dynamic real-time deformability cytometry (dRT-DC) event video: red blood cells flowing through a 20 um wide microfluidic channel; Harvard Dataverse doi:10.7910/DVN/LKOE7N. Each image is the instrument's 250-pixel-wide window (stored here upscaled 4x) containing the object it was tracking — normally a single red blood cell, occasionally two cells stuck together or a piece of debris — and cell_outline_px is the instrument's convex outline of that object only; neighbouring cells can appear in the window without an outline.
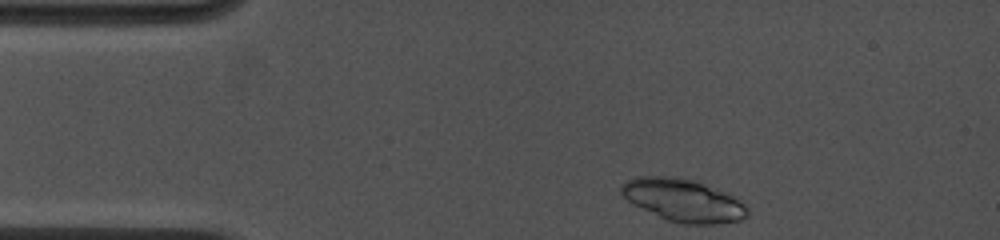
{"species": "common noctule bat (a hibernating species)", "species_latin": "Nyctalus noctula", "temperature_condition": "cold", "stored_images_in_passage": 8, "camera_frame_rate_fps": 4500, "um_per_image_px": 0.085, "animal": {"sex": "female", "body_mass_g": 19.0, "forearm_length_mm": 53.3}, "frame": {"image": 1, "passage_image": 1, "time_ms": 0.0, "image_size_px": [1000, 240], "cell_outline_px": [[748, 216], [740, 220], [720, 224], [684, 224], [668, 220], [628, 200], [620, 192], [620, 184], [636, 176], [672, 176], [696, 180], [732, 192], [740, 196], [748, 208]], "centroid_in_image_um": [58.2, 17.0], "position_along_channel_um": 26.8, "area_um2": 31.91}}